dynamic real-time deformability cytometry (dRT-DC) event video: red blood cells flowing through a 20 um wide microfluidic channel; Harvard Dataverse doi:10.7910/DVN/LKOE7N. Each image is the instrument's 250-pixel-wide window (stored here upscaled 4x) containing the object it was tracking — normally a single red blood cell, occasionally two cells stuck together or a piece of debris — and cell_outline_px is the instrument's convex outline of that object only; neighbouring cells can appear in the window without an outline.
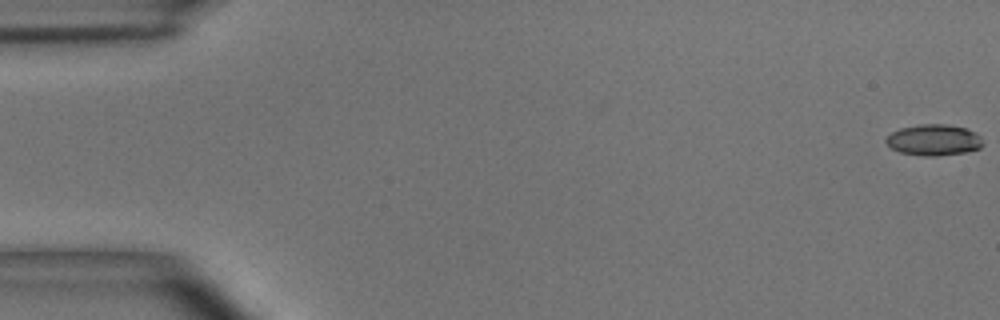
{"species": "common noctule bat (a hibernating species)", "species_latin": "Nyctalus noctula", "temperature_condition": "room temperature", "stored_images_in_passage": 46, "camera_frame_rate_fps": 3000, "um_per_image_px": 0.085, "animal": {"sex": "male", "body_mass_g": 15.6}, "frame": {"image": 1, "passage_image": 1, "time_ms": 0.0, "image_size_px": [1000, 320], "cell_outline_px": [[984, 144], [980, 148], [964, 152], [936, 156], [924, 156], [900, 152], [892, 148], [884, 140], [892, 132], [900, 128], [920, 124], [948, 124], [968, 128], [976, 132], [980, 136]], "centroid_in_image_um": [79.4, 11.88], "position_along_channel_um": 5.6, "area_um2": 17.63}}
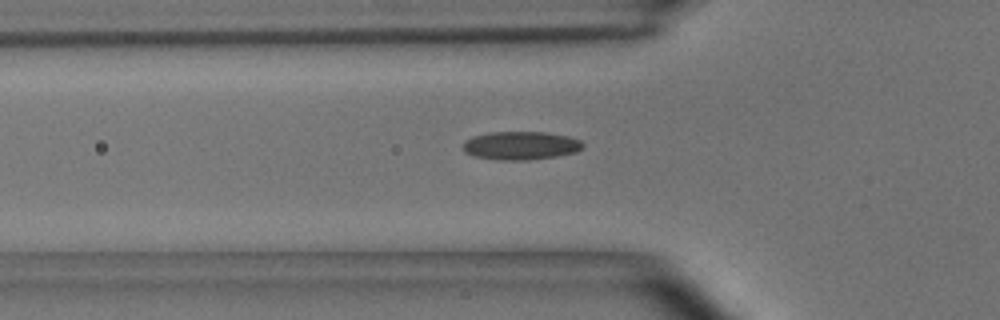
{"frame": {"image": 2, "passage_image": 19, "time_ms": 6.0, "image_size_px": [1000, 320], "cell_outline_px": [[584, 148], [576, 152], [556, 156], [528, 160], [500, 160], [472, 156], [464, 152], [464, 140], [472, 136], [488, 132], [544, 132], [568, 136], [580, 140], [584, 144]], "centroid_in_image_um": [44.25, 12.37], "position_along_channel_um": 81.5, "area_um2": 19.94}}
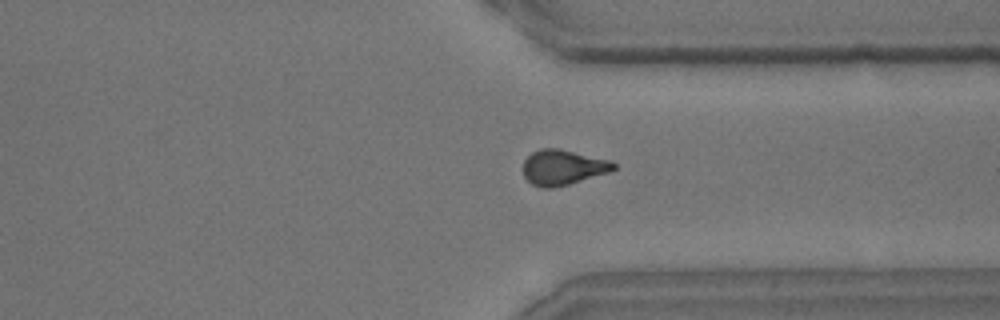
{"frame": {"image": 3, "passage_image": 42, "time_ms": 13.667, "image_size_px": [1000, 320], "cell_outline_px": [[616, 168], [608, 172], [568, 184], [552, 188], [540, 188], [532, 184], [524, 176], [524, 160], [532, 152], [540, 148], [560, 148], [612, 160], [616, 164]], "centroid_in_image_um": [47.85, 14.21], "position_along_channel_um": 363.6, "area_um2": 18.61}}